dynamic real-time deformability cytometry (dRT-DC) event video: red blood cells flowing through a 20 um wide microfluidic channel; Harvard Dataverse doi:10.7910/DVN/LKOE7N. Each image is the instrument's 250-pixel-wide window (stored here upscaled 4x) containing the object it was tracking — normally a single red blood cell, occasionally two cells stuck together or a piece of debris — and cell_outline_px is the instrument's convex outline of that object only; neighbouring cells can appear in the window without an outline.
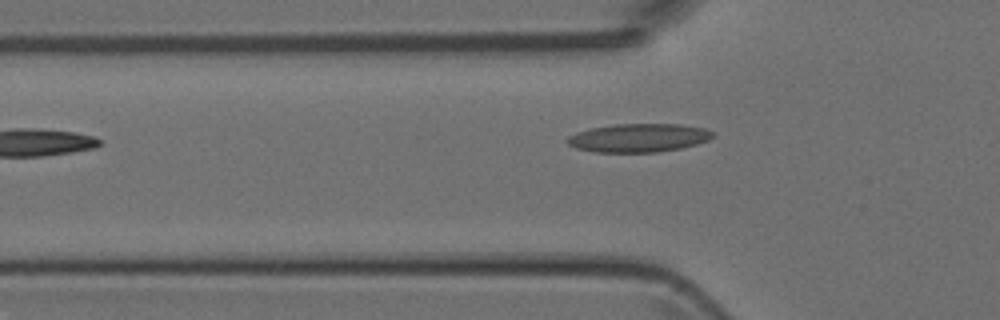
{"species": "Egyptian fruit bat (a non-hibernating species)", "species_latin": "Rousettus aegyptiacus", "temperature_condition": "room temperature", "stored_images_in_passage": 5, "camera_frame_rate_fps": 3000, "um_per_image_px": 0.085, "animal": {"sex": "female"}, "frame": {"image": 1, "passage_image": 5, "time_ms": 4.667, "image_size_px": [1000, 320], "cell_outline_px": [[716, 136], [708, 140], [696, 144], [680, 148], [656, 152], [592, 152], [576, 148], [568, 144], [564, 140], [568, 136], [576, 132], [588, 128], [616, 124], [680, 124], [704, 128], [716, 132]], "centroid_in_image_um": [54.27, 11.71], "position_along_channel_um": 71.5, "area_um2": 24.39}}